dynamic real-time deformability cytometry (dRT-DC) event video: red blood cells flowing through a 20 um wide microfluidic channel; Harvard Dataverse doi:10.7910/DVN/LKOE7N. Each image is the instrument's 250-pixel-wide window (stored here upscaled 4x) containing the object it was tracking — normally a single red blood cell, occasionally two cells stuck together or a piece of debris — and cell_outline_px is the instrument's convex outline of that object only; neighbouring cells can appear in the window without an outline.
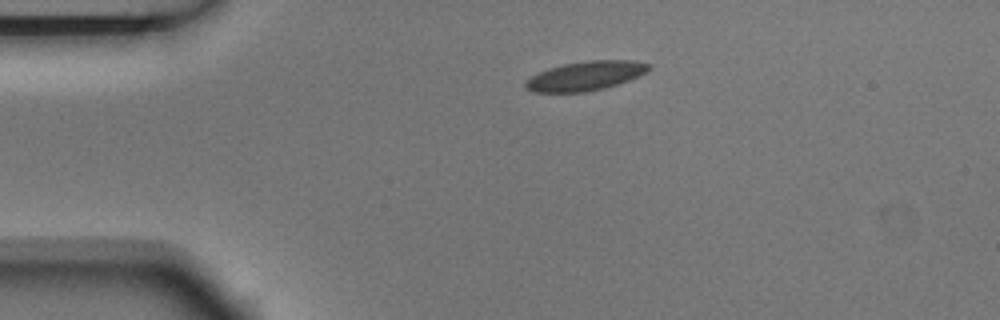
{"species": "Egyptian fruit bat (a non-hibernating species)", "species_latin": "Rousettus aegyptiacus", "temperature_condition": "room temperature", "stored_images_in_passage": 3, "segment_of_instrument_passage": [1, 2], "camera_frame_rate_fps": 3000, "um_per_image_px": 0.085, "animal": {"sex": "male"}, "frame": {"image": 1, "passage_image": 1, "time_ms": 0.0, "image_size_px": [1000, 320], "cell_outline_px": [[652, 68], [648, 72], [628, 80], [604, 88], [584, 92], [532, 92], [524, 88], [524, 80], [548, 68], [564, 64], [588, 60], [636, 60], [652, 64]], "centroid_in_image_um": [49.78, 6.44], "position_along_channel_um": 35.2, "area_um2": 21.15}}